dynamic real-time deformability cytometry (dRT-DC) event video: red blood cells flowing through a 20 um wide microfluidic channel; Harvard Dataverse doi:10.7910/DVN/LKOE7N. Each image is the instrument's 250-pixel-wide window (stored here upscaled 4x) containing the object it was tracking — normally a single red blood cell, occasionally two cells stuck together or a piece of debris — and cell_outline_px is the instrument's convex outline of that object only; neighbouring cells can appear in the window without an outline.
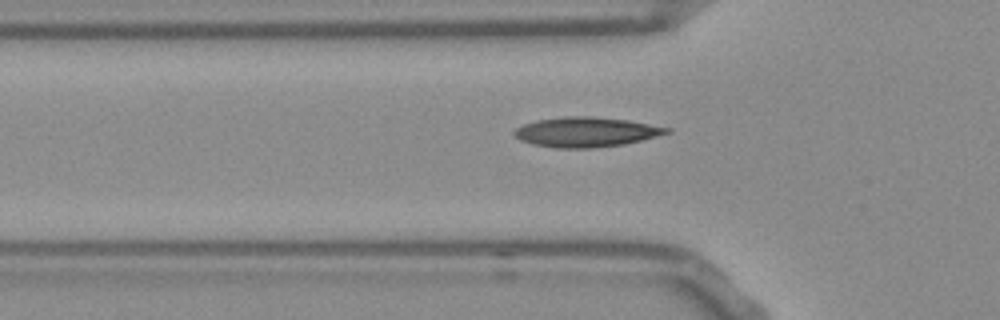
{"species": "Egyptian fruit bat (a non-hibernating species)", "species_latin": "Rousettus aegyptiacus", "temperature_condition": "room temperature", "stored_images_in_passage": 39, "camera_frame_rate_fps": 3000, "um_per_image_px": 0.085, "frame": {"image": 1, "passage_image": 5, "time_ms": 1.333, "image_size_px": [1000, 320], "cell_outline_px": [[672, 132], [624, 144], [592, 148], [556, 148], [532, 144], [520, 140], [512, 132], [516, 128], [524, 124], [536, 120], [564, 116], [592, 116], [628, 120], [672, 128]], "centroid_in_image_um": [49.81, 11.22], "position_along_channel_um": 76.0, "area_um2": 26.53}}
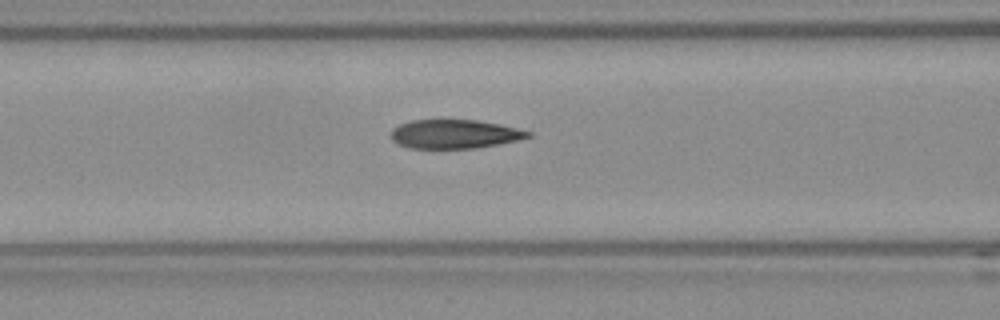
{"frame": {"image": 2, "passage_image": 9, "time_ms": 2.667, "image_size_px": [1000, 320], "cell_outline_px": [[532, 136], [516, 140], [476, 148], [408, 148], [392, 140], [392, 128], [400, 124], [412, 120], [476, 120], [500, 124], [532, 132]], "centroid_in_image_um": [38.63, 11.39], "position_along_channel_um": 128.0, "area_um2": 22.83}}
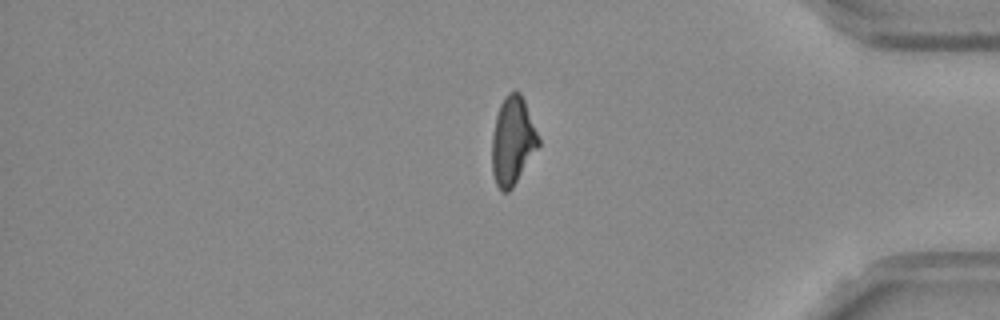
{"frame": {"image": 3, "passage_image": 32, "time_ms": 10.333, "image_size_px": [1000, 320], "cell_outline_px": [[540, 144], [512, 188], [508, 192], [500, 192], [496, 184], [492, 172], [492, 136], [496, 116], [500, 104], [504, 96], [508, 92], [516, 88], [520, 92], [524, 100], [540, 140]], "centroid_in_image_um": [43.56, 11.96], "position_along_channel_um": 391.6, "area_um2": 23.87}, "authors_computed_cell_mechanics": {"area_um2": 23.9292, "velocity_mm_per_s": 3.8054, "shape_relaxation_time_tau1_ms": 10.8217, "shape_relaxation_time_tau2_ms": 2.1153, "deformation_change_tau1": 0.2652, "deformation_change_tau2": 0.0926}}